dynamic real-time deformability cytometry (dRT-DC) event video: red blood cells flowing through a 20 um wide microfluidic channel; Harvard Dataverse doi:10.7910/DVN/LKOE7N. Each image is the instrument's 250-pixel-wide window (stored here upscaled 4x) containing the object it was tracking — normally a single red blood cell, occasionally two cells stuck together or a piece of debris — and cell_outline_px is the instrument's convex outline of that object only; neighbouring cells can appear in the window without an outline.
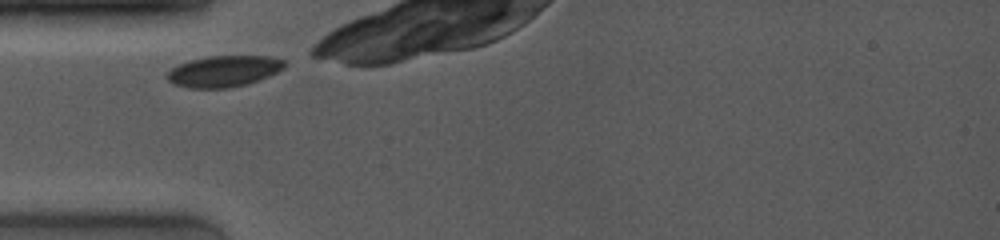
{"species": "common noctule bat (a hibernating species)", "species_latin": "Nyctalus noctula", "temperature_condition": "room temperature", "stored_images_in_passage": 34, "camera_frame_rate_fps": 4000, "um_per_image_px": 0.085, "animal": {"sex": "female", "body_mass_g": 19.0, "forearm_length_mm": 53.3}, "frame": {"image": 1, "passage_image": 1, "time_ms": 0.0, "image_size_px": [1000, 240], "cell_outline_px": [[288, 64], [284, 68], [268, 76], [248, 84], [228, 88], [188, 88], [176, 84], [168, 80], [168, 72], [172, 68], [180, 64], [192, 60], [208, 56], [268, 56], [284, 60]], "centroid_in_image_um": [19.07, 6.05], "position_along_channel_um": 65.9, "area_um2": 21.15}}
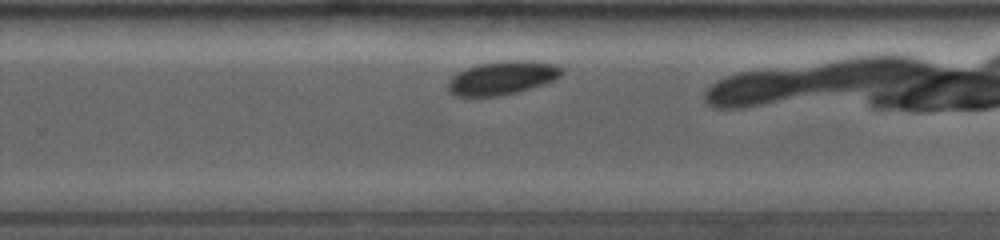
{"frame": {"image": 2, "passage_image": 25, "time_ms": 5.75, "image_size_px": [1000, 240], "cell_outline_px": [[564, 72], [560, 76], [552, 80], [528, 88], [496, 96], [456, 96], [448, 92], [448, 80], [452, 76], [468, 68], [480, 64], [504, 60], [524, 60], [556, 64], [564, 68]], "centroid_in_image_um": [42.68, 6.6], "position_along_channel_um": 287.1, "area_um2": 21.79}}
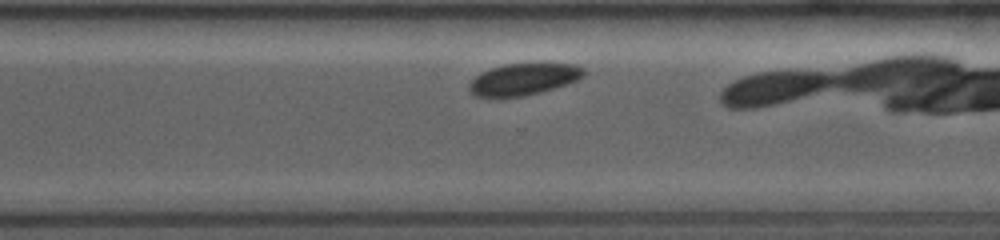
{"frame": {"image": 3, "passage_image": 29, "time_ms": 6.75, "image_size_px": [1000, 240], "cell_outline_px": [[584, 76], [576, 80], [540, 92], [524, 96], [476, 96], [468, 88], [468, 84], [476, 76], [492, 68], [504, 64], [576, 64], [584, 68]], "centroid_in_image_um": [44.51, 6.72], "position_along_channel_um": 326.1, "area_um2": 20.58}}